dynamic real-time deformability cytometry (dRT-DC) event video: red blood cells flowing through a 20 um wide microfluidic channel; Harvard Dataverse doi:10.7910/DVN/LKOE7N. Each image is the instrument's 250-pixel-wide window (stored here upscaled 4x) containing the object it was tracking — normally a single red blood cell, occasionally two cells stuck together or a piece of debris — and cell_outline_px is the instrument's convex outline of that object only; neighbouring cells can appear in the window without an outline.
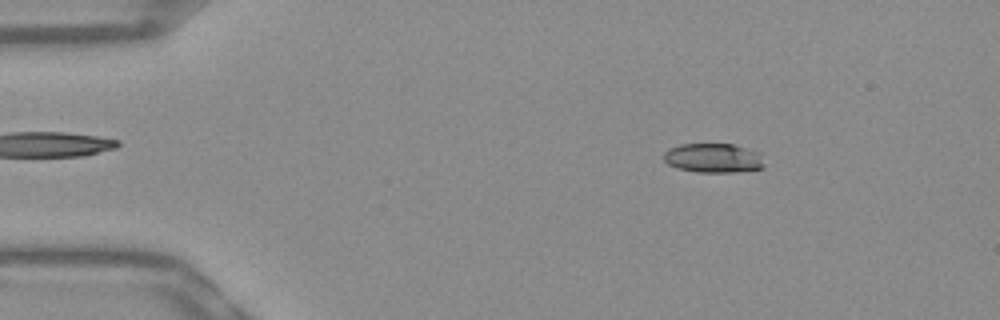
{"species": "Egyptian fruit bat (a non-hibernating species)", "species_latin": "Rousettus aegyptiacus", "temperature_condition": "warm", "stored_images_in_passage": 53, "camera_frame_rate_fps": 3000, "um_per_image_px": 0.085, "frame": {"image": 1, "passage_image": 8, "time_ms": 2.333, "image_size_px": [1000, 320], "cell_outline_px": [[764, 168], [736, 172], [696, 172], [676, 168], [668, 164], [664, 160], [664, 152], [680, 144], [732, 144], [756, 152], [760, 156], [764, 164]], "centroid_in_image_um": [60.61, 13.45], "position_along_channel_um": 24.4, "area_um2": 16.99}}
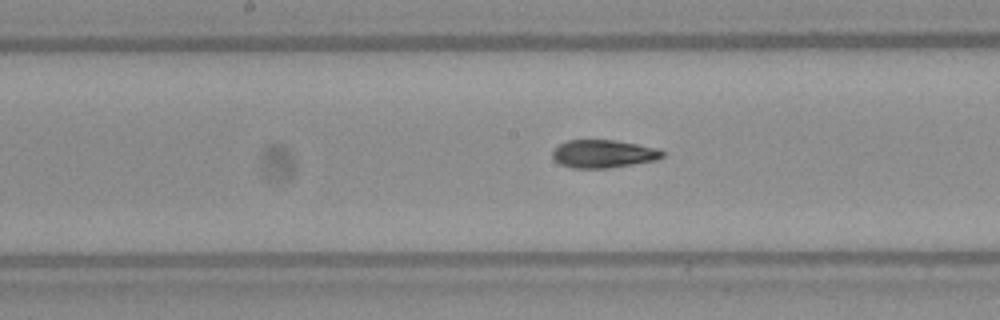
{"frame": {"image": 2, "passage_image": 27, "time_ms": 8.667, "image_size_px": [1000, 320], "cell_outline_px": [[664, 156], [656, 160], [608, 168], [572, 168], [560, 164], [552, 156], [552, 152], [560, 144], [568, 140], [612, 140], [660, 148], [664, 152]], "centroid_in_image_um": [51.3, 13.07], "position_along_channel_um": 196.9, "area_um2": 17.8}}
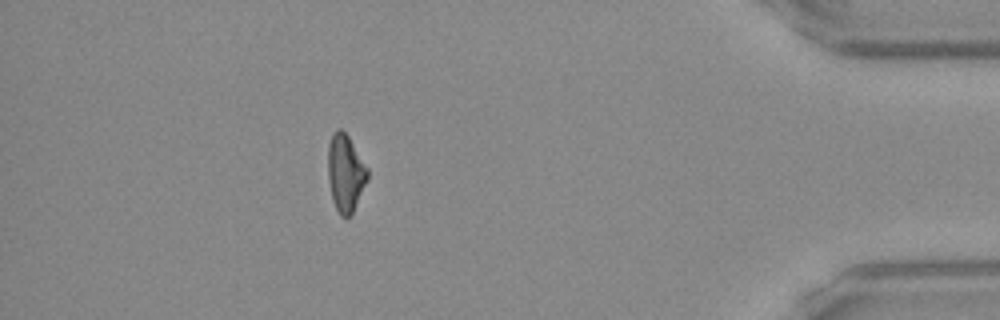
{"frame": {"image": 3, "passage_image": 47, "time_ms": 15.333, "image_size_px": [1000, 320], "cell_outline_px": [[368, 180], [352, 216], [340, 216], [332, 200], [328, 180], [328, 144], [332, 132], [336, 128], [340, 128], [348, 136], [368, 168]], "centroid_in_image_um": [29.36, 14.72], "position_along_channel_um": 405.8, "area_um2": 18.09}, "authors_computed_cell_mechanics": {"area_um2": 17.918, "velocity_mm_per_s": 3.8648, "shape_relaxation_time_tau1_ms": 9.587, "shape_relaxation_time_tau2_ms": 2.6164, "deformation_change_tau1": 0.2416, "deformation_change_tau2": 0.092}}